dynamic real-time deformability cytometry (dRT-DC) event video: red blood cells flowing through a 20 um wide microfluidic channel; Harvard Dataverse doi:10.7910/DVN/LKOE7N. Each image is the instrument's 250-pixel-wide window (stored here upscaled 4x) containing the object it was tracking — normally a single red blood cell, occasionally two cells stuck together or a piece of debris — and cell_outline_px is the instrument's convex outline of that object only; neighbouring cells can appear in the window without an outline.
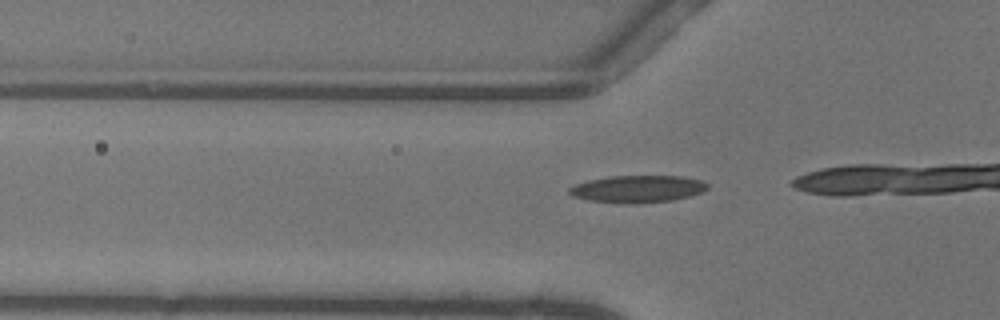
{"species": "common noctule bat (a hibernating species)", "species_latin": "Nyctalus noctula", "temperature_condition": "warm", "stored_images_in_passage": 5, "camera_frame_rate_fps": 3000, "um_per_image_px": 0.085, "animal": {"sex": "female"}, "frame": {"image": 1, "passage_image": 2, "time_ms": 0.333, "image_size_px": [1000, 320], "cell_outline_px": [[708, 188], [700, 192], [688, 196], [672, 200], [592, 200], [576, 196], [568, 192], [568, 188], [576, 184], [588, 180], [612, 176], [684, 176], [700, 180], [708, 184]], "centroid_in_image_um": [54.25, 15.99], "position_along_channel_um": 71.6, "area_um2": 20.35}}